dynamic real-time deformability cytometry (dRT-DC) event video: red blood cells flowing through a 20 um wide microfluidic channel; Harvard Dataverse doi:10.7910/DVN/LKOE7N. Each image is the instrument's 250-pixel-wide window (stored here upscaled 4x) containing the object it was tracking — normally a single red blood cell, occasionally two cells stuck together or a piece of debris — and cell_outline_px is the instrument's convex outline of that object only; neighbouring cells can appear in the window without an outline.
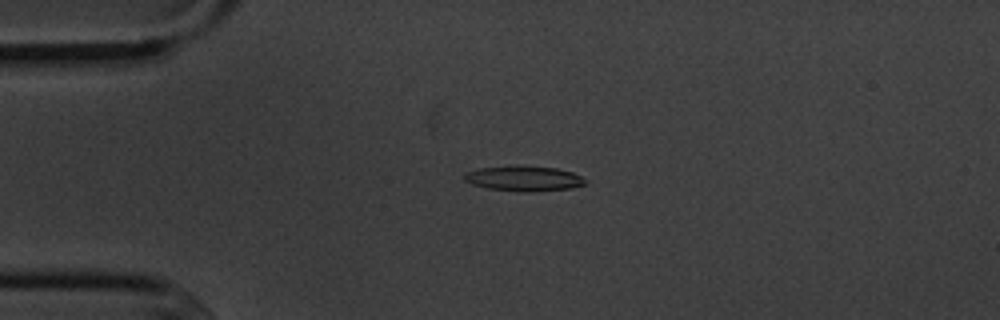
{"species": "common noctule bat (a hibernating species)", "species_latin": "Nyctalus noctula", "temperature_condition": "cold", "stored_images_in_passage": 8, "camera_frame_rate_fps": 3000, "um_per_image_px": 0.085, "animal": {"sex": "male", "body_mass_g": 20.1, "forearm_length_mm": 53.5}, "frame": {"image": 1, "passage_image": 4, "time_ms": 3.333, "image_size_px": [1000, 320], "cell_outline_px": [[588, 184], [572, 188], [528, 192], [524, 192], [488, 188], [472, 184], [464, 180], [464, 172], [480, 168], [516, 164], [556, 168], [572, 172], [580, 176]], "centroid_in_image_um": [44.51, 15.15], "position_along_channel_um": 40.5, "area_um2": 17.98}}
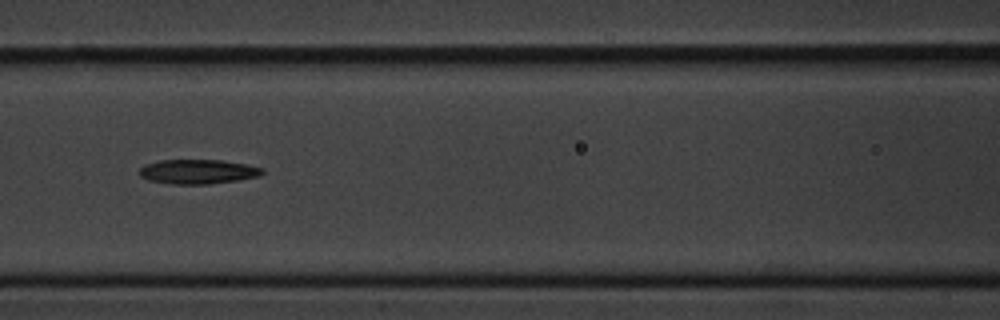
{"frame": {"image": 2, "passage_image": 7, "time_ms": 7.0, "image_size_px": [1000, 320], "cell_outline_px": [[264, 172], [260, 176], [236, 180], [208, 184], [172, 184], [148, 180], [140, 176], [140, 168], [144, 164], [160, 160], [220, 160], [248, 164], [264, 168]], "centroid_in_image_um": [16.83, 14.58], "position_along_channel_um": 149.8, "area_um2": 17.57}}
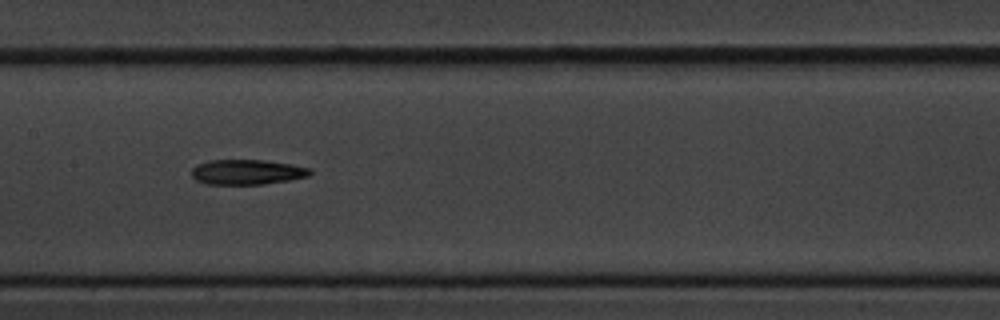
{"frame": {"image": 3, "passage_image": 8, "time_ms": 8.0, "image_size_px": [1000, 320], "cell_outline_px": [[312, 172], [308, 176], [288, 180], [264, 184], [204, 184], [196, 180], [192, 176], [192, 168], [196, 164], [208, 160], [264, 160], [292, 164], [312, 168]], "centroid_in_image_um": [20.99, 14.62], "position_along_channel_um": 186.4, "area_um2": 17.4}}